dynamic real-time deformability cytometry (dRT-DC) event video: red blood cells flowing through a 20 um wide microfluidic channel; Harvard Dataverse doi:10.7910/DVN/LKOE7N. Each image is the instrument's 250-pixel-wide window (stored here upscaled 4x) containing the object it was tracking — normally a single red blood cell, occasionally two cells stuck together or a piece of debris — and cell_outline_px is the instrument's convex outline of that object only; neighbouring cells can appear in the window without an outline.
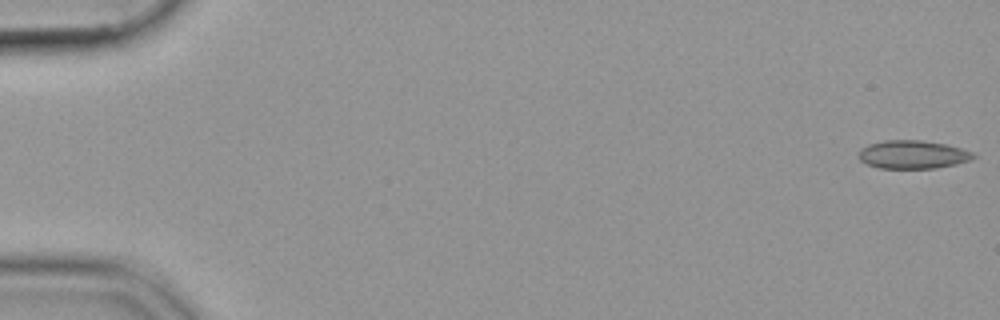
{"species": "common noctule bat (a hibernating species)", "species_latin": "Nyctalus noctula", "temperature_condition": "cold", "stored_images_in_passage": 54, "camera_frame_rate_fps": 3000, "um_per_image_px": 0.085, "animal": {"sex": "female", "body_mass_g": 19.9}, "frame": {"image": 1, "passage_image": 1, "time_ms": 0.0, "image_size_px": [1000, 320], "cell_outline_px": [[976, 156], [968, 160], [956, 164], [936, 168], [880, 168], [868, 164], [860, 160], [860, 148], [868, 144], [884, 140], [920, 140], [948, 144], [972, 152]], "centroid_in_image_um": [77.58, 13.12], "position_along_channel_um": 7.4, "area_um2": 18.79}}
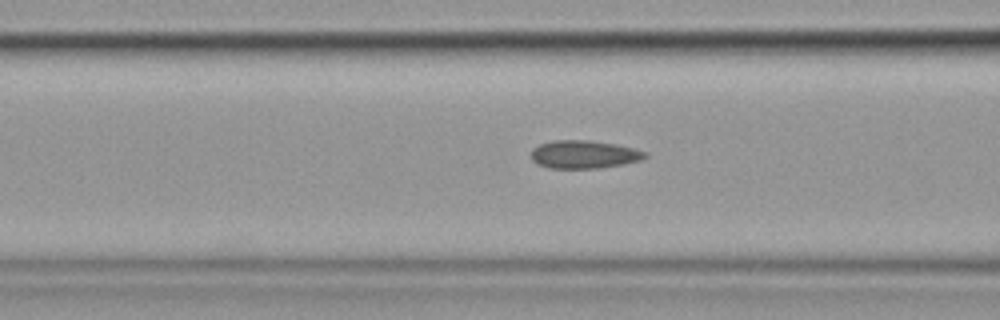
{"frame": {"image": 2, "passage_image": 22, "time_ms": 7.0, "image_size_px": [1000, 320], "cell_outline_px": [[648, 156], [640, 160], [624, 164], [596, 168], [548, 168], [536, 164], [532, 160], [532, 148], [540, 144], [552, 140], [592, 140], [616, 144], [648, 152]], "centroid_in_image_um": [49.63, 13.12], "position_along_channel_um": 117.0, "area_um2": 18.73}}
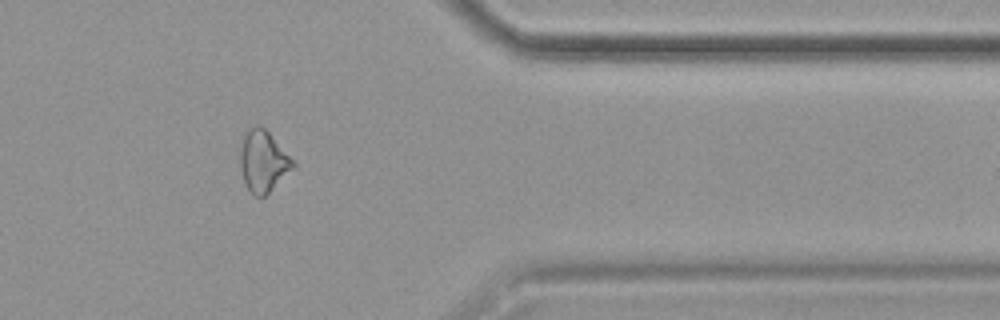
{"frame": {"image": 3, "passage_image": 45, "time_ms": 14.667, "image_size_px": [1000, 320], "cell_outline_px": [[296, 164], [264, 196], [256, 196], [248, 188], [244, 180], [240, 164], [240, 152], [244, 136], [248, 128], [256, 124], [260, 124], [296, 160]], "centroid_in_image_um": [22.38, 13.65], "position_along_channel_um": 389.0, "area_um2": 18.55}}